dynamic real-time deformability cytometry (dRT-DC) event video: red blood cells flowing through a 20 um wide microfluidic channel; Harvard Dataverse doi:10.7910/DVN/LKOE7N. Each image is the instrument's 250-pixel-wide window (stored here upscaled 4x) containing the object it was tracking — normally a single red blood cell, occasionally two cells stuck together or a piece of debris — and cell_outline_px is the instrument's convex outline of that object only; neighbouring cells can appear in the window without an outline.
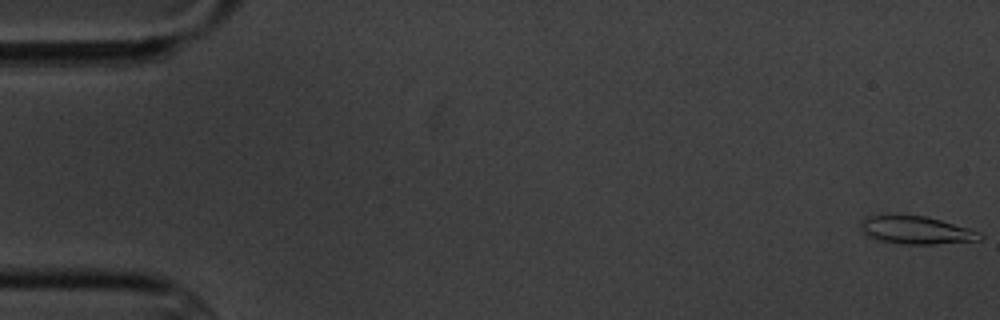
{"species": "common noctule bat (a hibernating species)", "species_latin": "Nyctalus noctula", "temperature_condition": "cold", "stored_images_in_passage": 5, "camera_frame_rate_fps": 3000, "um_per_image_px": 0.085, "animal": {"sex": "male", "body_mass_g": 20.1, "forearm_length_mm": 53.5}, "frame": {"image": 1, "passage_image": 1, "time_ms": 0.0, "image_size_px": [1000, 320], "cell_outline_px": [[984, 236], [980, 240], [932, 244], [904, 244], [880, 240], [868, 236], [860, 228], [864, 220], [868, 216], [924, 216], [940, 220], [968, 228], [980, 232]], "centroid_in_image_um": [77.93, 19.58], "position_along_channel_um": 7.1, "area_um2": 18.79}}
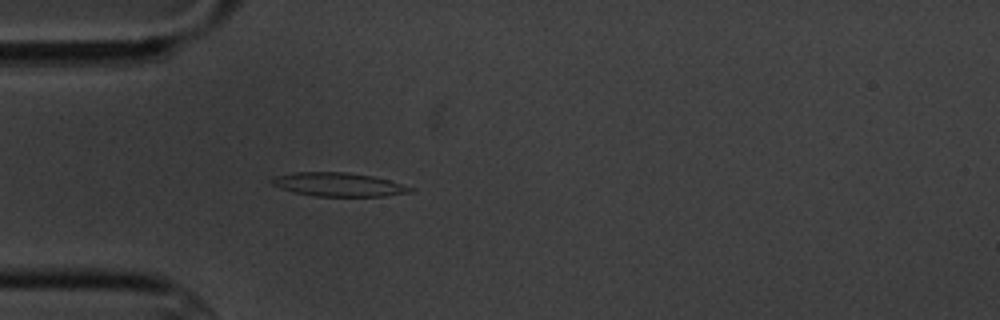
{"frame": {"image": 2, "passage_image": 5, "time_ms": 5.333, "image_size_px": [1000, 320], "cell_outline_px": [[416, 192], [384, 196], [316, 196], [292, 192], [272, 184], [268, 180], [276, 176], [296, 172], [344, 172], [372, 176], [388, 180], [416, 188]], "centroid_in_image_um": [28.81, 15.69], "position_along_channel_um": 56.2, "area_um2": 19.13}}